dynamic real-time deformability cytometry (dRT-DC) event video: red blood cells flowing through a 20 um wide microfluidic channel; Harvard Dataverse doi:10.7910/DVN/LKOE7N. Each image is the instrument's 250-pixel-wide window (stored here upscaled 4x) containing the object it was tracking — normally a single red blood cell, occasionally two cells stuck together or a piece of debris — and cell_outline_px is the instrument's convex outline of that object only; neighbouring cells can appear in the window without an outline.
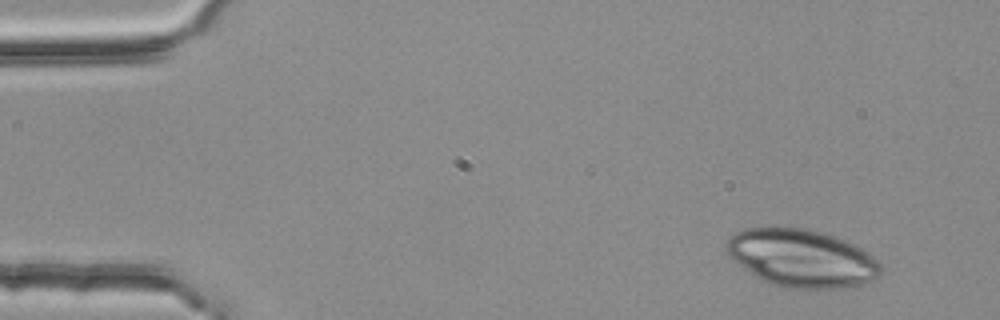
{"species": "common noctule bat (a hibernating species)", "species_latin": "Nyctalus noctula", "temperature_condition": "room temperature", "stored_images_in_passage": 48, "camera_frame_rate_fps": 3000, "um_per_image_px": 0.085, "animal": {"sex": "female", "body_mass_g": 25.1}, "frame": {"image": 1, "passage_image": 1, "time_ms": 0.0, "image_size_px": [1000, 320], "cell_outline_px": [[884, 268], [880, 276], [872, 280], [860, 284], [840, 288], [788, 288], [772, 284], [760, 280], [728, 256], [724, 252], [724, 244], [736, 232], [744, 228], [768, 224], [808, 228], [832, 236], [852, 244], [868, 252]], "centroid_in_image_um": [68.07, 21.91], "position_along_channel_um": 16.9, "area_um2": 52.66}}
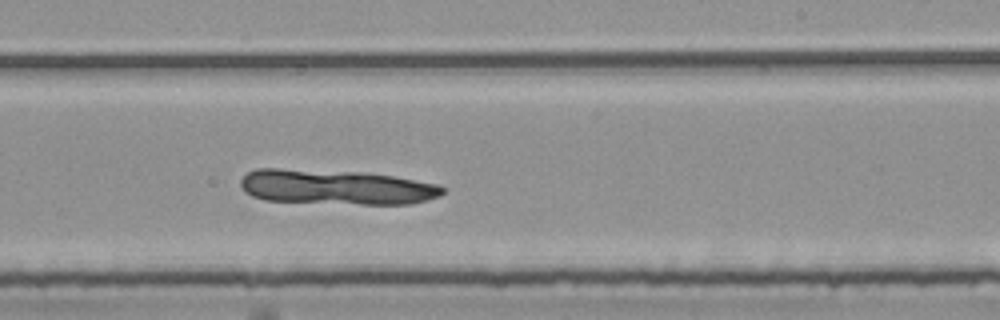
{"frame": {"image": 2, "passage_image": 29, "time_ms": 9.333, "image_size_px": [1000, 320], "cell_outline_px": [[444, 192], [440, 196], [428, 200], [412, 204], [360, 204], [264, 200], [252, 196], [244, 192], [240, 184], [240, 180], [248, 172], [256, 168], [280, 168], [364, 172], [392, 176], [436, 184], [444, 188]], "centroid_in_image_um": [28.54, 15.9], "position_along_channel_um": 260.5, "area_um2": 41.21}}
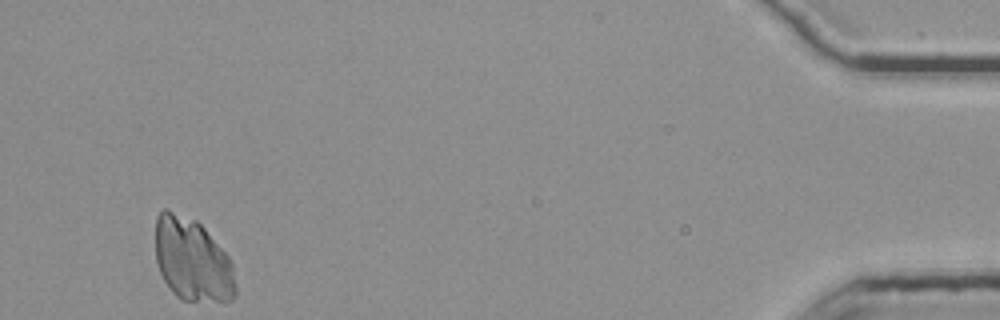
{"frame": {"image": 3, "passage_image": 48, "time_ms": 15.667, "image_size_px": [1000, 320], "cell_outline_px": [[236, 296], [232, 300], [180, 300], [172, 292], [164, 280], [156, 264], [156, 216], [164, 208], [168, 208], [196, 220], [204, 228], [228, 256], [232, 264], [236, 284]], "centroid_in_image_um": [16.33, 22.07], "position_along_channel_um": 418.9, "area_um2": 38.78}}